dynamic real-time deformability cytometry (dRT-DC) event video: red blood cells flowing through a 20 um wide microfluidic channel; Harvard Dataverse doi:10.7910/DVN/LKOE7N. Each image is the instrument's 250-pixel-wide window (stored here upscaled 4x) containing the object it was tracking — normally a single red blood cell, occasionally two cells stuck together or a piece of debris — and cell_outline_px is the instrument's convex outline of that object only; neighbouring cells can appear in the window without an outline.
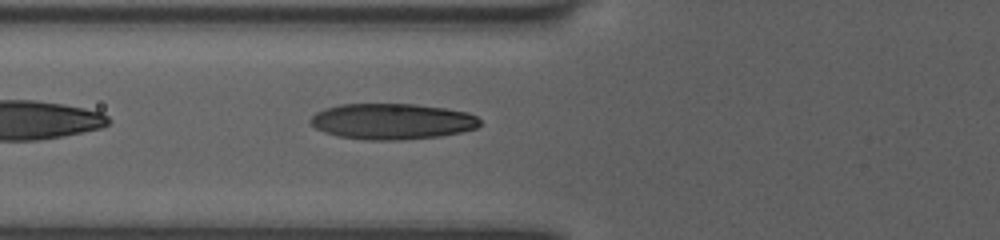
{"species": "human", "species_latin": "Homo sapiens", "temperature_condition": "room temperature", "stored_images_in_passage": 23, "camera_frame_rate_fps": 3000, "um_per_image_px": 0.085, "donor": {"sex": "female"}, "frame": {"image": 1, "passage_image": 3, "time_ms": 1.0, "image_size_px": [1000, 240], "cell_outline_px": [[480, 124], [476, 128], [460, 132], [440, 136], [400, 140], [368, 140], [336, 136], [324, 132], [316, 128], [308, 120], [316, 112], [324, 108], [340, 104], [416, 104], [444, 108], [468, 112], [476, 116], [480, 120]], "centroid_in_image_um": [33.3, 10.32], "position_along_channel_um": 92.5, "area_um2": 35.55}}
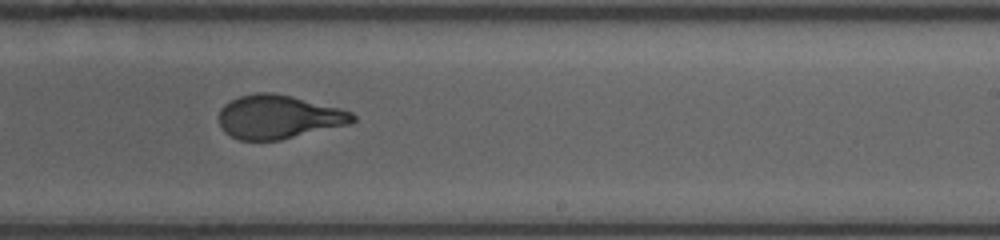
{"frame": {"image": 2, "passage_image": 12, "time_ms": 5.333, "image_size_px": [1000, 240], "cell_outline_px": [[356, 120], [352, 124], [280, 140], [240, 140], [224, 132], [220, 124], [220, 108], [224, 104], [240, 96], [256, 92], [272, 92], [292, 96], [340, 108], [352, 112], [356, 116]], "centroid_in_image_um": [23.72, 9.94], "position_along_channel_um": 265.3, "area_um2": 34.16}}
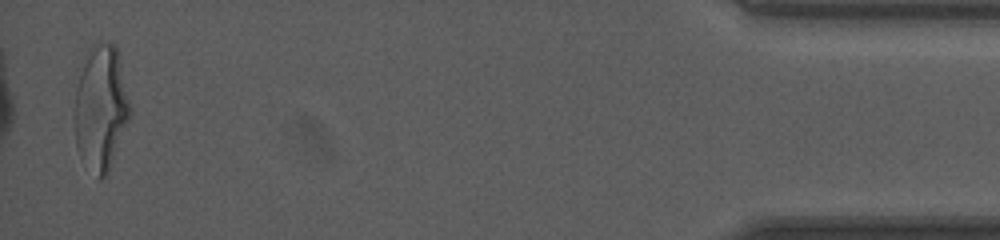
{"frame": {"image": 3, "passage_image": 22, "time_ms": 11.333, "image_size_px": [1000, 240], "cell_outline_px": [[128, 120], [108, 172], [100, 180], [80, 160], [76, 148], [76, 88], [84, 52], [100, 40], [116, 44], [128, 104]], "centroid_in_image_um": [8.52, 9.14], "position_along_channel_um": 426.7, "area_um2": 39.65}, "authors_computed_cell_mechanics": {"area_um2": 35.3158, "velocity_mm_per_s": 3.9842, "shape_relaxation_time_tau1_ms": 5.507, "shape_relaxation_time_tau2_ms": 0.7996, "deformation_change_tau1": 0.2142, "deformation_change_tau2": 0.0848}}